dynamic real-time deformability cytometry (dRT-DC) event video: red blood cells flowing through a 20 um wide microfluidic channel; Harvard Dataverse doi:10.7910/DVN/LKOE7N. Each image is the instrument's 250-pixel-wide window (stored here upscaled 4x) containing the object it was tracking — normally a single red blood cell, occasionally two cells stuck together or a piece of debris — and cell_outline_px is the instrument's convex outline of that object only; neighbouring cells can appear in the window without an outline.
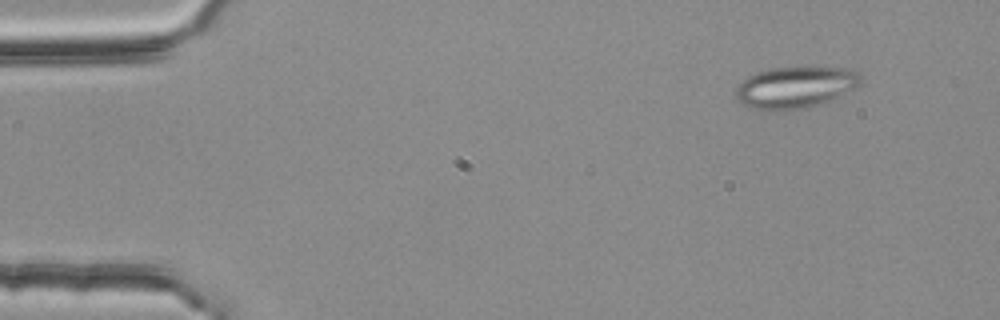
{"species": "common noctule bat (a hibernating species)", "species_latin": "Nyctalus noctula", "temperature_condition": "room temperature", "stored_images_in_passage": 55, "segment_of_instrument_passage": [1, 2], "camera_frame_rate_fps": 3000, "um_per_image_px": 0.085, "animal": {"sex": "female", "body_mass_g": 25.1}, "frame": {"image": 1, "passage_image": 6, "time_ms": 1.667, "image_size_px": [1000, 320], "cell_outline_px": [[868, 80], [856, 88], [828, 100], [808, 108], [756, 108], [740, 104], [736, 100], [736, 88], [748, 76], [756, 72], [768, 68], [804, 64], [844, 68], [856, 72]], "centroid_in_image_um": [67.67, 7.33], "position_along_channel_um": 17.3, "area_um2": 30.75}}